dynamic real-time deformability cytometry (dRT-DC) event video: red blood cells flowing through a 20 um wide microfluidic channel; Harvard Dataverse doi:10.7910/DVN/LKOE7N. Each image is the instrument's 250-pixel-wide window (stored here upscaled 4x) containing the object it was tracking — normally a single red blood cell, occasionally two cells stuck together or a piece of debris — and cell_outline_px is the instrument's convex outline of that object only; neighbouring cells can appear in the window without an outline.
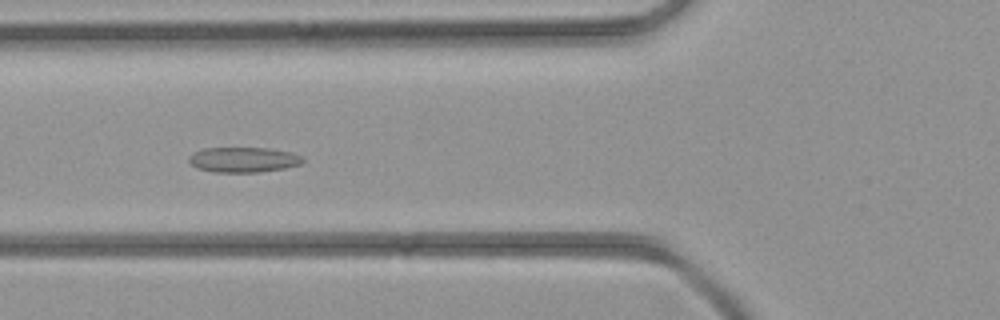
{"species": "common noctule bat (a hibernating species)", "species_latin": "Nyctalus noctula", "temperature_condition": "room temperature", "stored_images_in_passage": 33, "camera_frame_rate_fps": 3000, "um_per_image_px": 0.085, "animal": {"sex": "female", "body_mass_g": 21.9}, "frame": {"image": 1, "passage_image": 5, "time_ms": 1.333, "image_size_px": [1000, 320], "cell_outline_px": [[304, 160], [300, 164], [284, 168], [260, 172], [212, 172], [196, 168], [188, 160], [188, 156], [192, 152], [204, 148], [268, 148], [292, 152], [304, 156]], "centroid_in_image_um": [20.68, 13.57], "position_along_channel_um": 105.1, "area_um2": 16.88}}
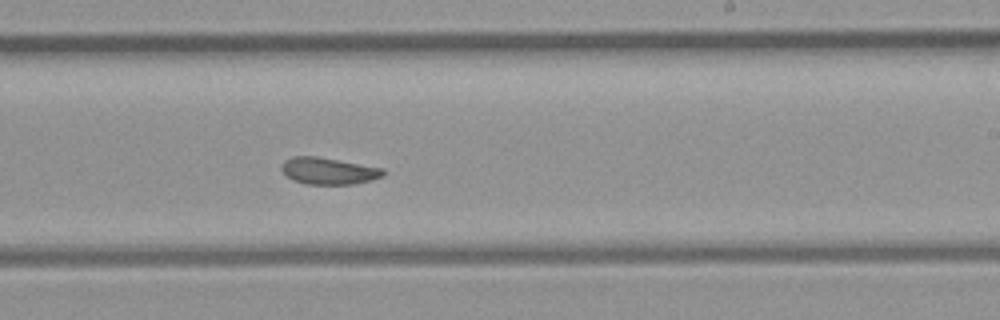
{"frame": {"image": 2, "passage_image": 15, "time_ms": 4.667, "image_size_px": [1000, 320], "cell_outline_px": [[384, 176], [372, 180], [356, 184], [304, 184], [292, 180], [280, 168], [284, 160], [292, 156], [316, 156], [384, 168]], "centroid_in_image_um": [27.93, 14.53], "position_along_channel_um": 261.1, "area_um2": 15.95}}
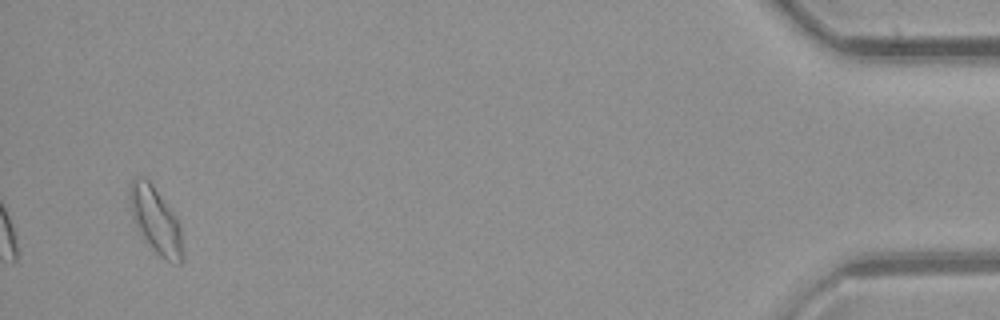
{"frame": {"image": 3, "passage_image": 31, "time_ms": 10.0, "image_size_px": [1000, 320], "cell_outline_px": [[184, 256], [180, 264], [172, 264], [164, 260], [152, 248], [140, 232], [132, 216], [128, 192], [128, 188], [132, 180], [136, 176], [140, 176], [148, 180], [152, 184], [172, 212], [180, 228], [184, 252]], "centroid_in_image_um": [13.23, 18.76], "position_along_channel_um": 422.0, "area_um2": 20.23}}